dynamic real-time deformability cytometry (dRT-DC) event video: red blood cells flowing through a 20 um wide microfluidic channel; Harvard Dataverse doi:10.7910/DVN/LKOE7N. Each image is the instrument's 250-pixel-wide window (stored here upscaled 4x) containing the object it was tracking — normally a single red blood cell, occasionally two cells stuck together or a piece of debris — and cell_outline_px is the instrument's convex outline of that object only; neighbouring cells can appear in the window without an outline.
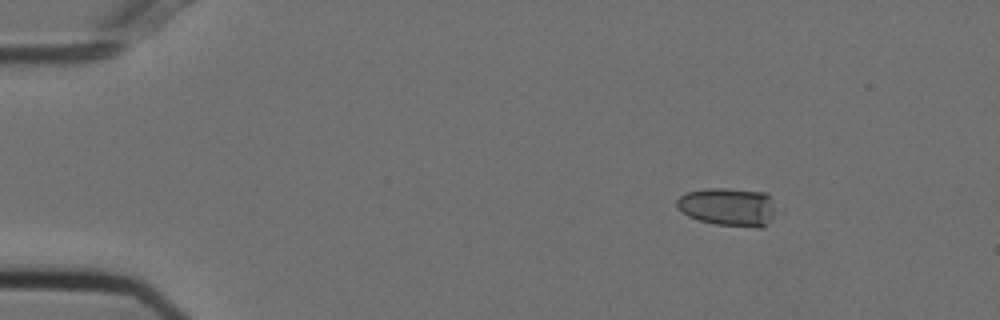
{"species": "Egyptian fruit bat (a non-hibernating species)", "species_latin": "Rousettus aegyptiacus", "temperature_condition": "cold", "stored_images_in_passage": 48, "camera_frame_rate_fps": 3000, "um_per_image_px": 0.085, "animal": {"sex": "female"}, "frame": {"image": 1, "passage_image": 1, "time_ms": 0.0, "image_size_px": [1000, 320], "cell_outline_px": [[784, 212], [764, 228], [756, 228], [716, 224], [700, 220], [688, 216], [676, 204], [676, 200], [680, 196], [688, 192], [708, 188], [724, 188], [768, 192]], "centroid_in_image_um": [62.12, 17.6], "position_along_channel_um": 22.9, "area_um2": 23.18}}
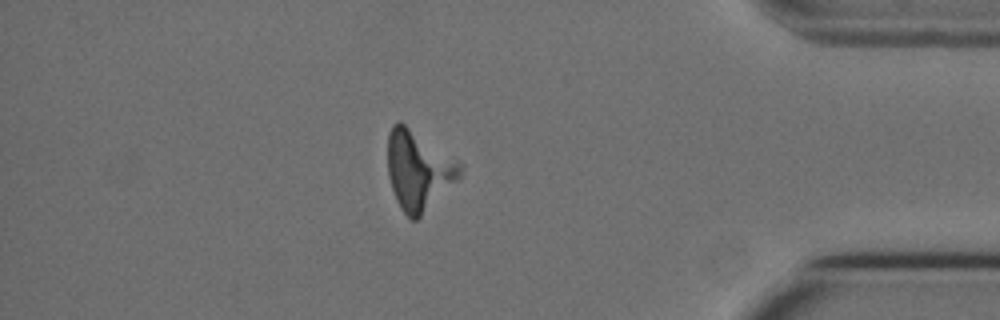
{"frame": {"image": 2, "passage_image": 41, "time_ms": 13.333, "image_size_px": [1000, 320], "cell_outline_px": [[460, 180], [416, 220], [408, 220], [400, 208], [396, 200], [388, 176], [388, 132], [392, 124], [396, 120], [400, 120], [460, 164]], "centroid_in_image_um": [35.53, 14.5], "position_along_channel_um": 399.7, "area_um2": 33.18}}